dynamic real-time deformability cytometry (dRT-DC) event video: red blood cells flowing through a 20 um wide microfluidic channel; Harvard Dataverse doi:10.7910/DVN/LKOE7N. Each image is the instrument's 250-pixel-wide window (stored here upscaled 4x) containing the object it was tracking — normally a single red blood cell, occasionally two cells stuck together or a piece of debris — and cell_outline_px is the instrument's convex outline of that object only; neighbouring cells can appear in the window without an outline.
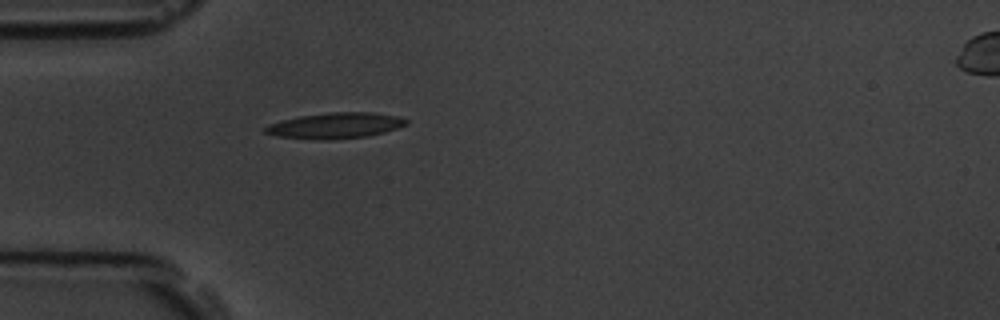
{"species": "common noctule bat (a hibernating species)", "species_latin": "Nyctalus noctula", "temperature_condition": "room temperature", "stored_images_in_passage": 5, "segment_of_instrument_passage": [1, 2], "camera_frame_rate_fps": 3000, "um_per_image_px": 0.085, "animal": {"sex": "male", "body_mass_g": 19.5, "forearm_length_mm": 54.6}, "frame": {"image": 1, "passage_image": 4, "time_ms": 4.333, "image_size_px": [1000, 320], "cell_outline_px": [[408, 124], [384, 132], [368, 136], [332, 140], [324, 140], [276, 136], [264, 132], [264, 128], [268, 124], [280, 120], [300, 116], [328, 112], [372, 112], [396, 116], [408, 120]], "centroid_in_image_um": [28.48, 10.67], "position_along_channel_um": 56.5, "area_um2": 21.21}}